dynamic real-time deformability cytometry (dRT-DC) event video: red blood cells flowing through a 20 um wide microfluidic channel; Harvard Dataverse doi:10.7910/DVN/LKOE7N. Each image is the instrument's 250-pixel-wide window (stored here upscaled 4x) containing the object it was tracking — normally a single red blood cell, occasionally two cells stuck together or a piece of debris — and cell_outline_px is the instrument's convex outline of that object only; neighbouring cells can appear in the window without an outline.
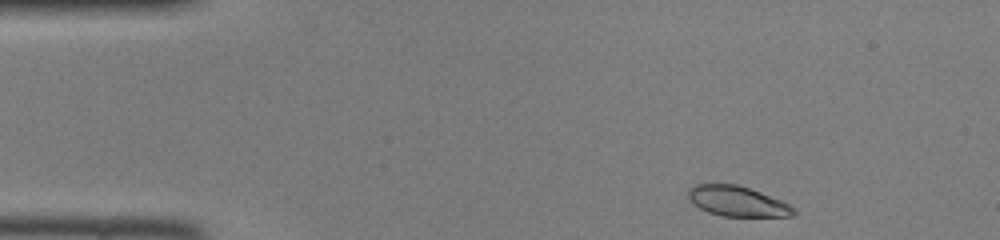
{"species": "common noctule bat (a hibernating species)", "species_latin": "Nyctalus noctula", "temperature_condition": "room temperature", "stored_images_in_passage": 41, "camera_frame_rate_fps": 3000, "um_per_image_px": 0.085, "animal": {"sex": "female", "body_mass_g": 22.0, "forearm_length_mm": 56.7}, "frame": {"image": 1, "passage_image": 1, "time_ms": 0.0, "image_size_px": [1000, 240], "cell_outline_px": [[796, 212], [792, 216], [720, 216], [708, 212], [700, 208], [688, 196], [688, 188], [692, 184], [736, 184], [760, 192], [780, 200], [796, 208]], "centroid_in_image_um": [62.67, 17.1], "position_along_channel_um": 22.3, "area_um2": 18.38}}
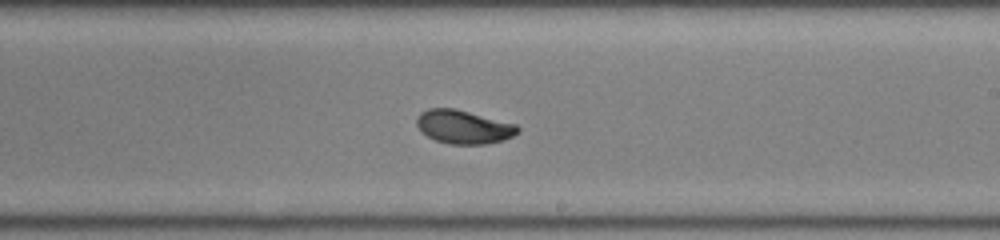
{"frame": {"image": 2, "passage_image": 22, "time_ms": 7.0, "image_size_px": [1000, 240], "cell_outline_px": [[520, 132], [504, 140], [484, 144], [448, 144], [436, 140], [420, 132], [416, 124], [416, 116], [420, 112], [428, 108], [456, 108], [516, 124], [520, 128]], "centroid_in_image_um": [39.38, 10.78], "position_along_channel_um": 249.6, "area_um2": 20.0}}
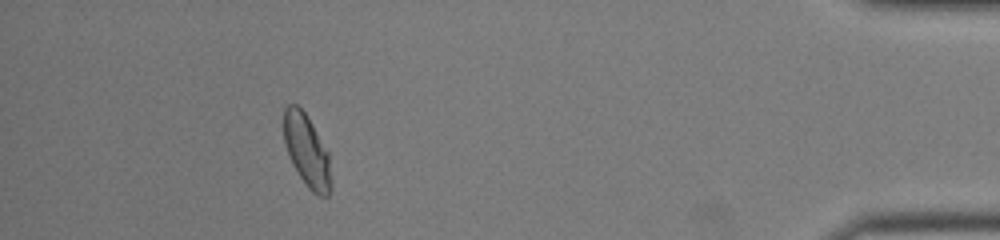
{"frame": {"image": 3, "passage_image": 37, "time_ms": 12.0, "image_size_px": [1000, 240], "cell_outline_px": [[332, 188], [328, 196], [316, 196], [308, 188], [292, 164], [288, 156], [284, 144], [284, 108], [288, 104], [296, 104], [304, 112], [312, 124], [328, 152], [332, 184]], "centroid_in_image_um": [26.08, 12.85], "position_along_channel_um": 409.1, "area_um2": 20.0}}